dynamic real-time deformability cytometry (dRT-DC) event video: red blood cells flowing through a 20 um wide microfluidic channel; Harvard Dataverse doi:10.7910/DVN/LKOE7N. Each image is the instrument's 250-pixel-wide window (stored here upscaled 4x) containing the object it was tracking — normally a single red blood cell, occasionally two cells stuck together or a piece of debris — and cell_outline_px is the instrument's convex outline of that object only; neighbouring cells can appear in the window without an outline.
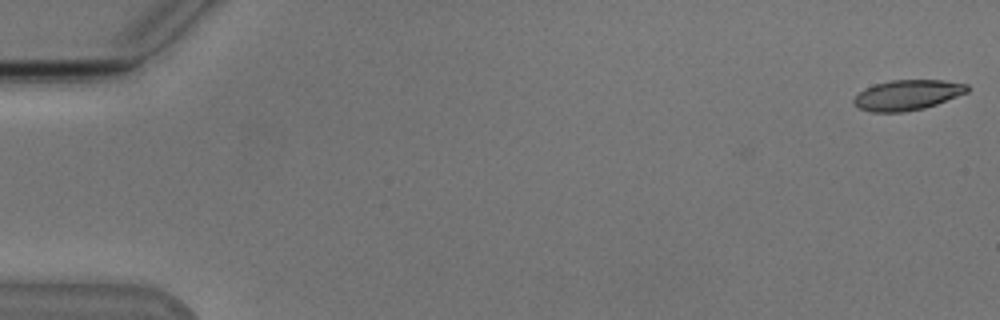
{"species": "Egyptian fruit bat (a non-hibernating species)", "species_latin": "Rousettus aegyptiacus", "temperature_condition": "cold", "stored_images_in_passage": 54, "camera_frame_rate_fps": 3000, "um_per_image_px": 0.085, "animal": {"sex": "male"}, "frame": {"image": 1, "passage_image": 1, "time_ms": 0.0, "image_size_px": [1000, 320], "cell_outline_px": [[968, 92], [936, 104], [924, 108], [904, 112], [872, 112], [860, 108], [852, 100], [864, 88], [876, 84], [892, 80], [944, 80], [968, 84]], "centroid_in_image_um": [77.14, 8.07], "position_along_channel_um": 7.9, "area_um2": 19.83}}
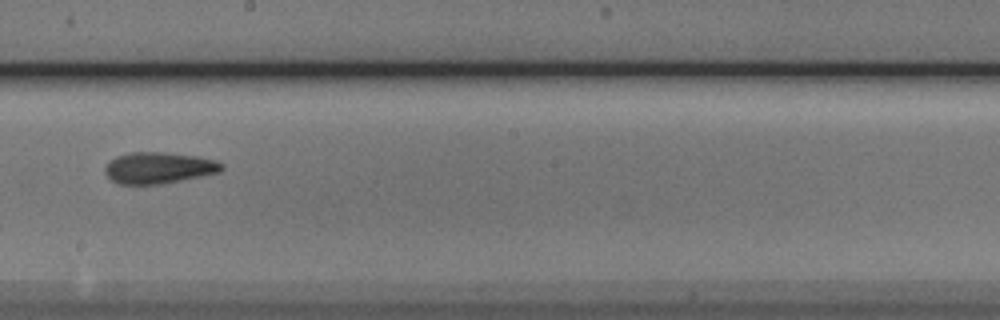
{"frame": {"image": 2, "passage_image": 31, "time_ms": 10.0, "image_size_px": [1000, 320], "cell_outline_px": [[224, 168], [220, 172], [160, 184], [120, 184], [112, 180], [104, 172], [104, 168], [116, 156], [132, 152], [160, 152], [200, 156], [216, 160], [224, 164]], "centroid_in_image_um": [13.52, 14.26], "position_along_channel_um": 234.7, "area_um2": 21.21}}
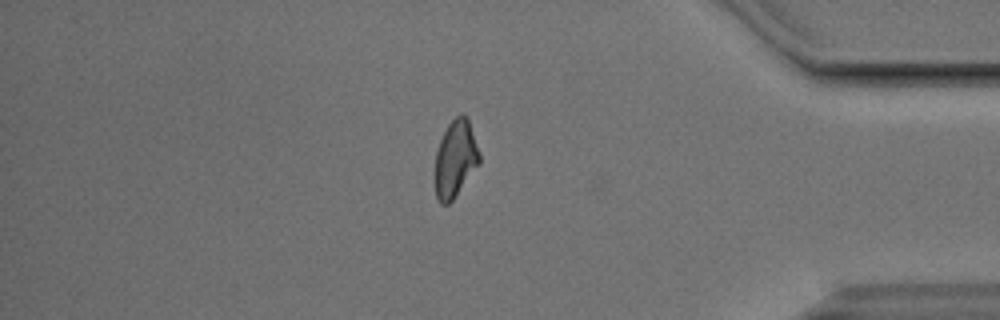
{"frame": {"image": 3, "passage_image": 46, "time_ms": 15.0, "image_size_px": [1000, 320], "cell_outline_px": [[480, 164], [452, 200], [448, 204], [440, 204], [436, 196], [436, 152], [440, 140], [448, 124], [460, 112], [464, 112], [468, 116], [480, 152]], "centroid_in_image_um": [38.74, 13.44], "position_along_channel_um": 396.5, "area_um2": 20.0}}